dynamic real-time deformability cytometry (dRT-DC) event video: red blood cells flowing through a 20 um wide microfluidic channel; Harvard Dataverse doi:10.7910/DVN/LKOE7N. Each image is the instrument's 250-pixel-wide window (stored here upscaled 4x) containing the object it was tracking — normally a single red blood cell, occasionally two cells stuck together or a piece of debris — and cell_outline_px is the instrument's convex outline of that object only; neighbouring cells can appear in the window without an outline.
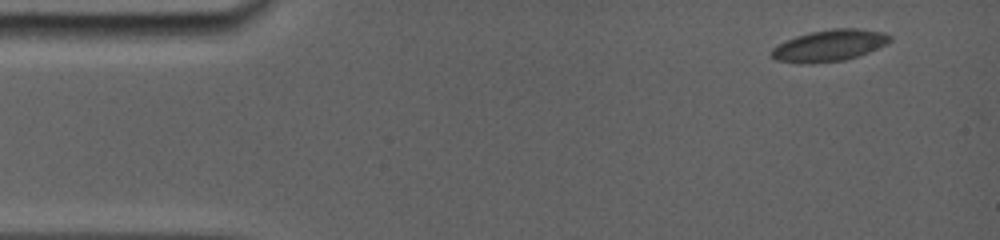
{"species": "common noctule bat (a hibernating species)", "species_latin": "Nyctalus noctula", "temperature_condition": "room temperature", "stored_images_in_passage": 17, "camera_frame_rate_fps": 5000, "um_per_image_px": 0.085, "animal": {"sex": "female", "body_mass_g": 19.0, "forearm_length_mm": 56.7}, "frame": {"image": 1, "passage_image": 1, "time_ms": 0.0, "image_size_px": [1000, 240], "cell_outline_px": [[892, 40], [888, 44], [868, 52], [844, 60], [776, 60], [768, 56], [768, 52], [776, 44], [796, 36], [812, 32], [832, 28], [856, 28], [884, 32], [892, 36]], "centroid_in_image_um": [70.55, 3.8], "position_along_channel_um": 14.5, "area_um2": 20.98}}
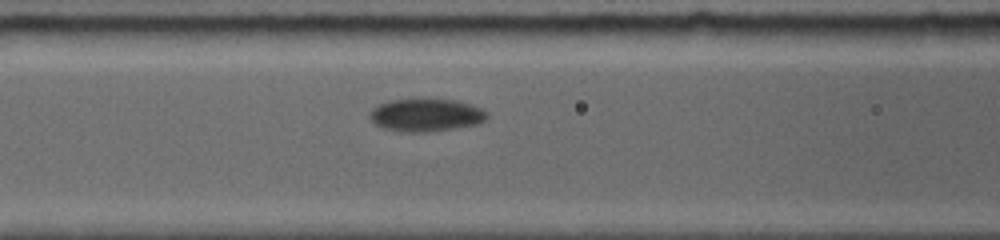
{"frame": {"image": 2, "passage_image": 13, "time_ms": 5.8, "image_size_px": [1000, 240], "cell_outline_px": [[488, 116], [484, 120], [476, 124], [444, 128], [388, 128], [376, 124], [372, 120], [372, 108], [380, 104], [392, 100], [460, 100], [480, 108]], "centroid_in_image_um": [36.27, 9.7], "position_along_channel_um": 130.3, "area_um2": 20.23}}
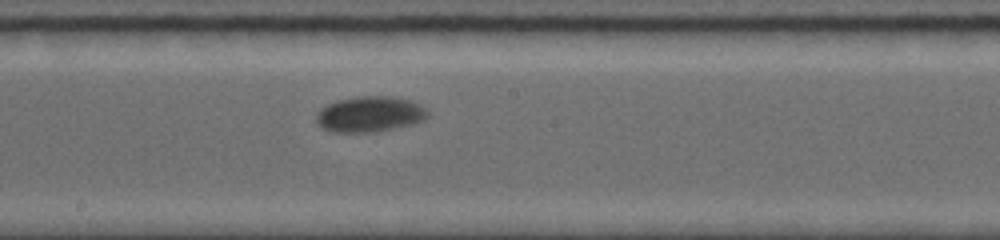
{"frame": {"image": 3, "passage_image": 17, "time_ms": 8.2, "image_size_px": [1000, 240], "cell_outline_px": [[428, 116], [424, 120], [392, 128], [368, 132], [332, 132], [324, 128], [316, 120], [316, 116], [320, 108], [336, 100], [360, 96], [392, 96], [412, 100], [420, 104], [428, 112]], "centroid_in_image_um": [31.42, 9.68], "position_along_channel_um": 216.8, "area_um2": 22.89}}